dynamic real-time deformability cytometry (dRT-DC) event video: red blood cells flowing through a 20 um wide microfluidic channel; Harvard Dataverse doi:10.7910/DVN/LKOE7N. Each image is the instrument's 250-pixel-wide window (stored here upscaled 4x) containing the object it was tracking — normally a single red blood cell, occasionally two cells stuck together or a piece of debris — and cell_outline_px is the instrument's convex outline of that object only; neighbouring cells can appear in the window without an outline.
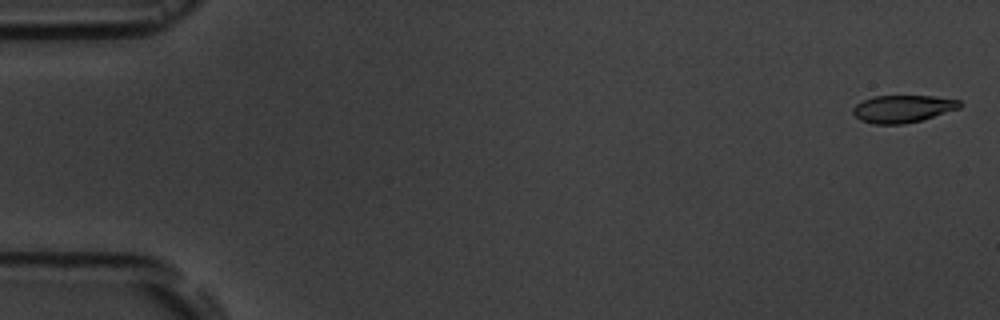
{"species": "common noctule bat (a hibernating species)", "species_latin": "Nyctalus noctula", "temperature_condition": "room temperature", "stored_images_in_passage": 8, "camera_frame_rate_fps": 3000, "um_per_image_px": 0.085, "animal": {"sex": "male", "body_mass_g": 19.5, "forearm_length_mm": 54.6}, "frame": {"image": 1, "passage_image": 1, "time_ms": 0.0, "image_size_px": [1000, 320], "cell_outline_px": [[964, 104], [960, 108], [920, 120], [904, 124], [876, 124], [860, 120], [852, 112], [852, 108], [856, 104], [864, 100], [876, 96], [932, 96], [960, 100]], "centroid_in_image_um": [76.74, 9.24], "position_along_channel_um": 8.3, "area_um2": 16.94}}
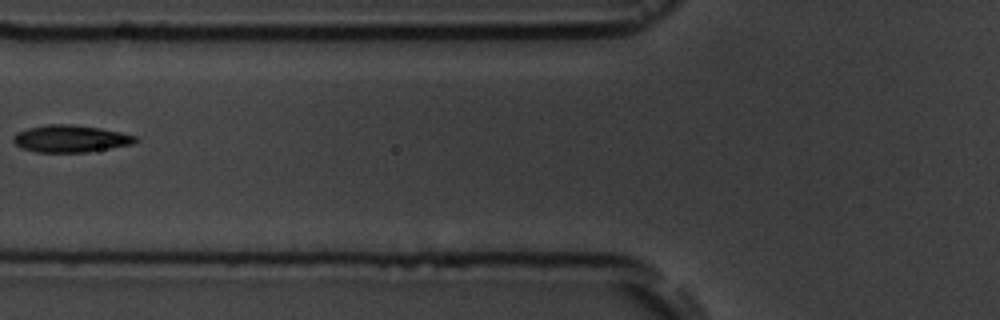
{"frame": {"image": 2, "passage_image": 7, "time_ms": 7.0, "image_size_px": [1000, 320], "cell_outline_px": [[140, 140], [132, 144], [88, 152], [36, 152], [20, 148], [12, 140], [12, 136], [16, 132], [28, 128], [48, 124], [72, 124], [100, 128], [120, 132], [136, 136]], "centroid_in_image_um": [5.97, 11.79], "position_along_channel_um": 119.8, "area_um2": 19.42}}
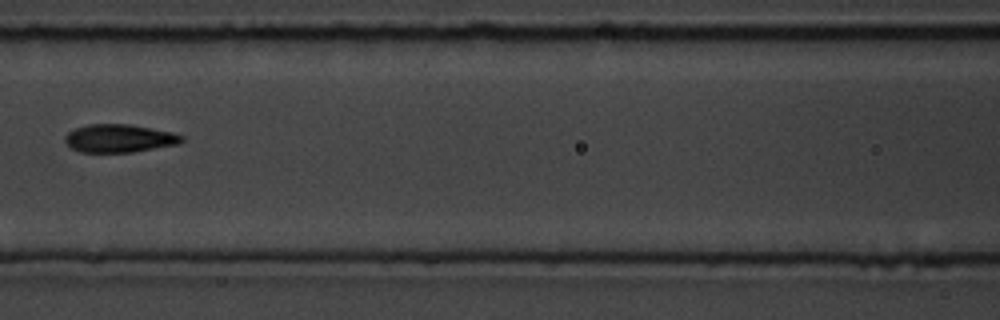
{"frame": {"image": 3, "passage_image": 8, "time_ms": 8.0, "image_size_px": [1000, 320], "cell_outline_px": [[184, 140], [180, 144], [132, 152], [80, 152], [72, 148], [64, 140], [64, 136], [68, 132], [76, 128], [88, 124], [128, 124], [172, 132], [184, 136]], "centroid_in_image_um": [10.15, 11.76], "position_along_channel_um": 156.4, "area_um2": 19.07}}